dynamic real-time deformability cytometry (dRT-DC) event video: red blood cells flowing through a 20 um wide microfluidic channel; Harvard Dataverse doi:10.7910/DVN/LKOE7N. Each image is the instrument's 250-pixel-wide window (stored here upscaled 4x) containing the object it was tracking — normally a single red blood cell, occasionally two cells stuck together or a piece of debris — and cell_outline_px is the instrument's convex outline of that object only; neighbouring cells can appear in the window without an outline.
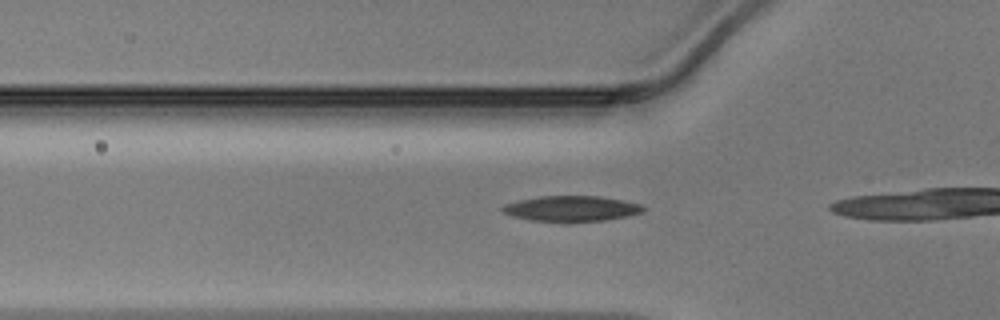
{"species": "Egyptian fruit bat (a non-hibernating species)", "species_latin": "Rousettus aegyptiacus", "temperature_condition": "warm", "stored_images_in_passage": 8, "camera_frame_rate_fps": 3000, "um_per_image_px": 0.085, "animal": {"sex": "male"}, "frame": {"image": 1, "passage_image": 4, "time_ms": 1.0, "image_size_px": [1000, 320], "cell_outline_px": [[644, 212], [628, 216], [604, 220], [532, 220], [512, 216], [504, 212], [500, 208], [504, 204], [520, 200], [540, 196], [600, 196], [624, 200], [640, 204], [644, 208]], "centroid_in_image_um": [48.6, 17.7], "position_along_channel_um": 77.2, "area_um2": 20.4}}
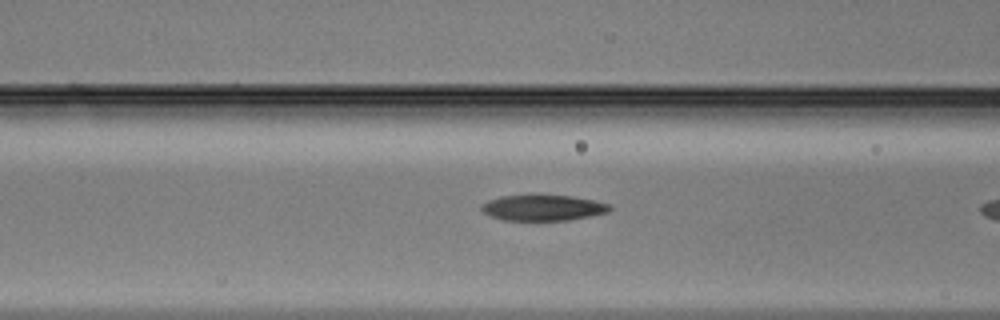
{"frame": {"image": 2, "passage_image": 7, "time_ms": 2.0, "image_size_px": [1000, 320], "cell_outline_px": [[612, 208], [608, 212], [568, 220], [504, 220], [492, 216], [484, 212], [480, 208], [480, 204], [488, 200], [500, 196], [532, 192], [568, 196], [592, 200], [612, 204]], "centroid_in_image_um": [46.1, 17.61], "position_along_channel_um": 120.5, "area_um2": 19.88}}